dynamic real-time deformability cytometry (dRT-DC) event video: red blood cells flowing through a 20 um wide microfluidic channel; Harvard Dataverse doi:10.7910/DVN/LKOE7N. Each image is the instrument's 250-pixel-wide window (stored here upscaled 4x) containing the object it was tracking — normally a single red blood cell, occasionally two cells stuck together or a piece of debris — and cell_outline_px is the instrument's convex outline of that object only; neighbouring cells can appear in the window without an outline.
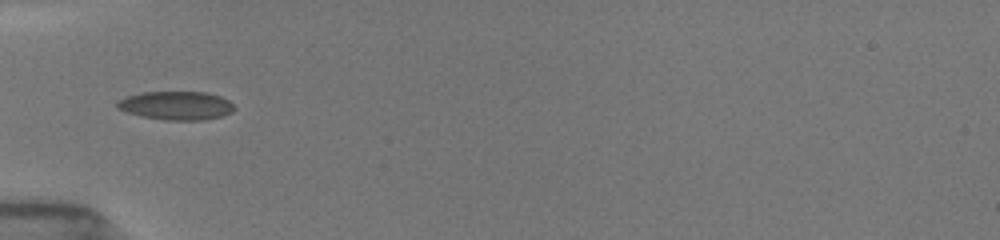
{"species": "common noctule bat (a hibernating species)", "species_latin": "Nyctalus noctula", "temperature_condition": "room temperature", "stored_images_in_passage": 15, "camera_frame_rate_fps": 3000, "um_per_image_px": 0.085, "animal": {"sex": "female", "body_mass_g": 19.5, "forearm_length_mm": 54.1}, "frame": {"image": 1, "passage_image": 1, "time_ms": 0.0, "image_size_px": [1000, 240], "cell_outline_px": [[236, 108], [232, 112], [220, 116], [200, 120], [164, 120], [140, 116], [116, 108], [116, 100], [140, 92], [208, 92], [220, 96], [228, 100]], "centroid_in_image_um": [14.95, 8.96], "position_along_channel_um": 70.0, "area_um2": 19.54}}
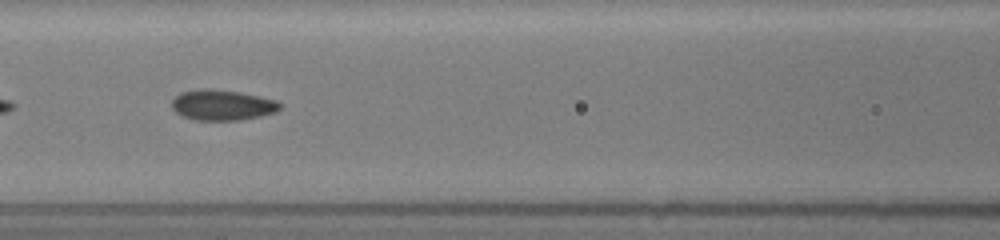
{"frame": {"image": 2, "passage_image": 7, "time_ms": 2.0, "image_size_px": [1000, 240], "cell_outline_px": [[284, 104], [276, 112], [260, 116], [240, 120], [192, 120], [176, 112], [172, 108], [172, 100], [180, 92], [200, 88], [208, 88], [240, 92], [260, 96], [276, 100]], "centroid_in_image_um": [18.91, 8.92], "position_along_channel_um": 147.7, "area_um2": 19.42}}